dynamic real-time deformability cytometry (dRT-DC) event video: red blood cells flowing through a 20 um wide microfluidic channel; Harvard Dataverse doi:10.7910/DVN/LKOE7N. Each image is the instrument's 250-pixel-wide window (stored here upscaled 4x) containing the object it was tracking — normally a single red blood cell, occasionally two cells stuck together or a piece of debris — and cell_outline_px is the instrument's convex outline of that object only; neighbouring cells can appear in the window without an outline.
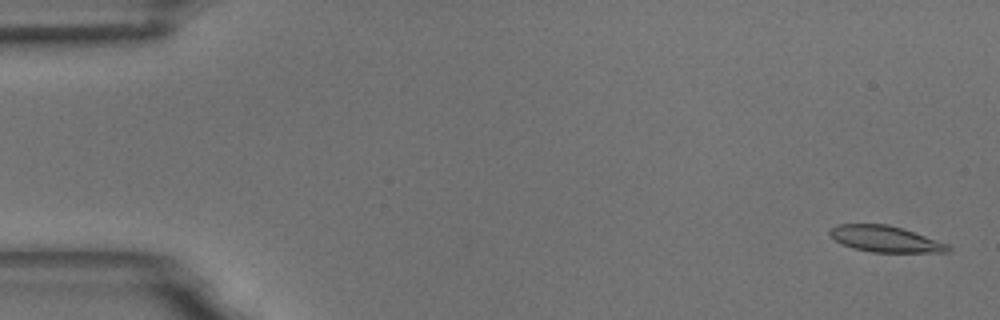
{"species": "common noctule bat (a hibernating species)", "species_latin": "Nyctalus noctula", "temperature_condition": "room temperature", "stored_images_in_passage": 56, "camera_frame_rate_fps": 3000, "um_per_image_px": 0.085, "animal": {"sex": "male", "body_mass_g": 18.8}, "frame": {"image": 1, "passage_image": 2, "time_ms": 0.333, "image_size_px": [1000, 320], "cell_outline_px": [[952, 248], [948, 252], [872, 252], [852, 248], [840, 244], [828, 232], [836, 224], [888, 224], [948, 244]], "centroid_in_image_um": [75.21, 20.32], "position_along_channel_um": 9.8, "area_um2": 17.8}}
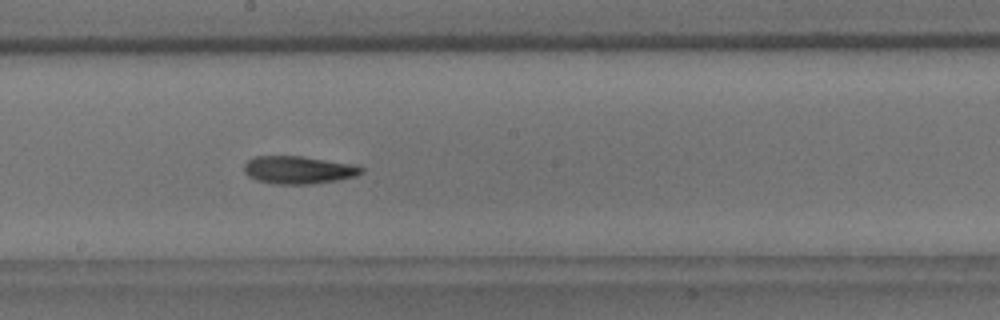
{"frame": {"image": 2, "passage_image": 31, "time_ms": 10.0, "image_size_px": [1000, 320], "cell_outline_px": [[364, 172], [356, 176], [336, 180], [308, 184], [272, 184], [256, 180], [248, 176], [244, 172], [244, 164], [248, 160], [256, 156], [300, 156], [360, 164], [364, 168]], "centroid_in_image_um": [25.41, 14.43], "position_along_channel_um": 222.8, "area_um2": 19.25}}
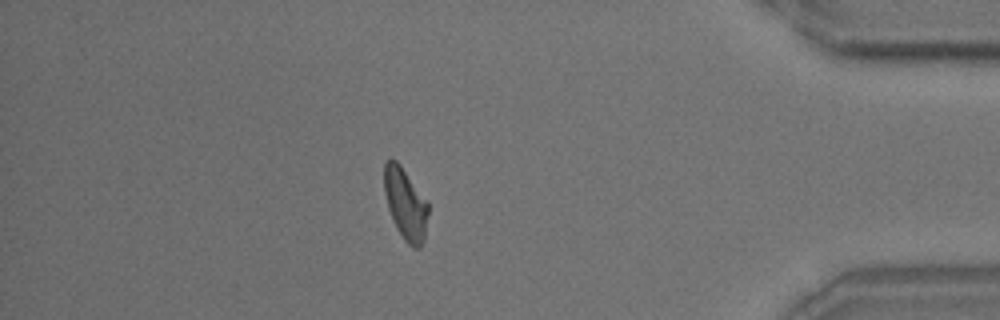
{"frame": {"image": 3, "passage_image": 49, "time_ms": 16.0, "image_size_px": [1000, 320], "cell_outline_px": [[428, 216], [424, 240], [420, 248], [412, 248], [404, 240], [396, 228], [388, 208], [384, 192], [384, 164], [388, 160], [396, 160], [400, 164], [428, 200]], "centroid_in_image_um": [34.48, 17.35], "position_along_channel_um": 400.7, "area_um2": 18.55}, "authors_computed_cell_mechanics": {"area_um2": 18.496, "velocity_mm_per_s": 3.6063, "shape_relaxation_time_tau1_ms": 10.7198, "shape_relaxation_time_tau2_ms": null, "deformation_change_tau1": 0.2276, "deformation_change_tau2": null}}